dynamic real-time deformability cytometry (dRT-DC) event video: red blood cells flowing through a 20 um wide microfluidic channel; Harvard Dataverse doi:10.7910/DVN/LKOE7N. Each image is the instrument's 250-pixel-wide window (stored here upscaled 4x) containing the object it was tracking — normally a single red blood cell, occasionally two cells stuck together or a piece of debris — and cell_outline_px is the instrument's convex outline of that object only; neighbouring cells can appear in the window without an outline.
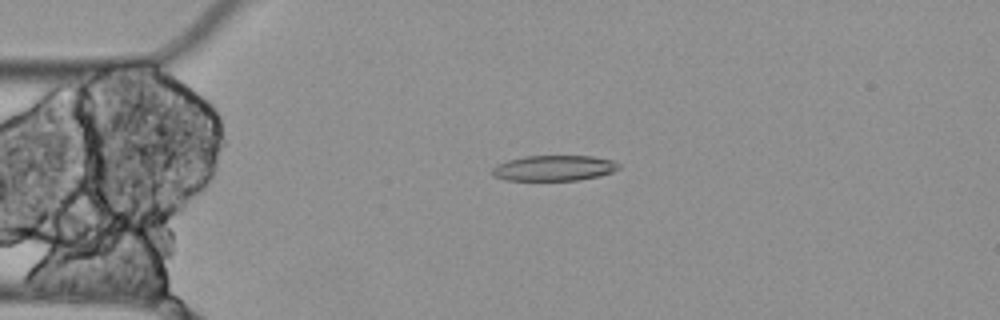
{"species": "Egyptian fruit bat (a non-hibernating species)", "species_latin": "Rousettus aegyptiacus", "temperature_condition": "cold", "stored_images_in_passage": 3, "camera_frame_rate_fps": 3000, "um_per_image_px": 0.085, "animal": {"sex": "female"}, "frame": {"image": 1, "passage_image": 2, "time_ms": 0.333, "image_size_px": [1000, 320], "cell_outline_px": [[620, 168], [612, 172], [600, 176], [580, 180], [504, 180], [492, 176], [492, 168], [496, 164], [508, 160], [524, 156], [592, 156], [612, 160], [620, 164]], "centroid_in_image_um": [47.08, 14.29], "position_along_channel_um": 37.9, "area_um2": 18.96}}